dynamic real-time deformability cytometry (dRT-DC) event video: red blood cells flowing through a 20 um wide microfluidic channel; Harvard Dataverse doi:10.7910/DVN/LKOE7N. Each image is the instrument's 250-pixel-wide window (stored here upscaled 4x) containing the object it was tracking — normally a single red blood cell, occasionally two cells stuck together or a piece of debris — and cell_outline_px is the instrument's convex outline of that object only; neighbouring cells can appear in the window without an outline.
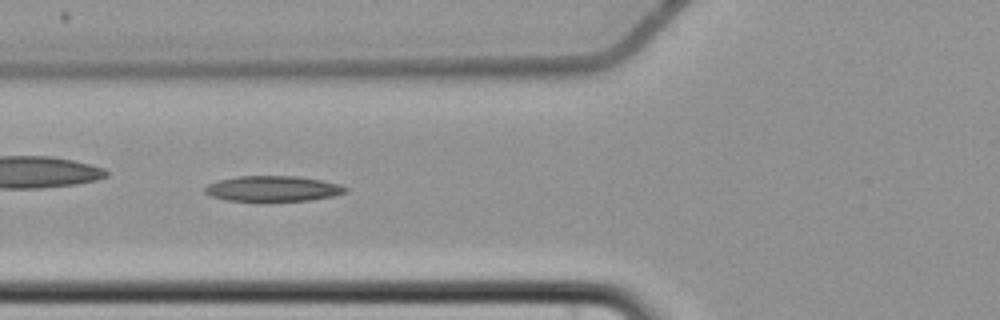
{"species": "common noctule bat (a hibernating species)", "species_latin": "Nyctalus noctula", "temperature_condition": "cold", "stored_images_in_passage": 9, "camera_frame_rate_fps": 3000, "um_per_image_px": 0.085, "animal": {"sex": "female", "body_mass_g": 22.7, "forearm_length_mm": 54.2}, "frame": {"image": 1, "passage_image": 6, "time_ms": 7.333, "image_size_px": [1000, 320], "cell_outline_px": [[348, 192], [332, 196], [308, 200], [228, 200], [212, 196], [204, 192], [204, 188], [208, 184], [216, 180], [240, 176], [296, 176], [320, 180], [340, 184], [348, 188]], "centroid_in_image_um": [23.2, 16.02], "position_along_channel_um": 102.6, "area_um2": 20.58}}
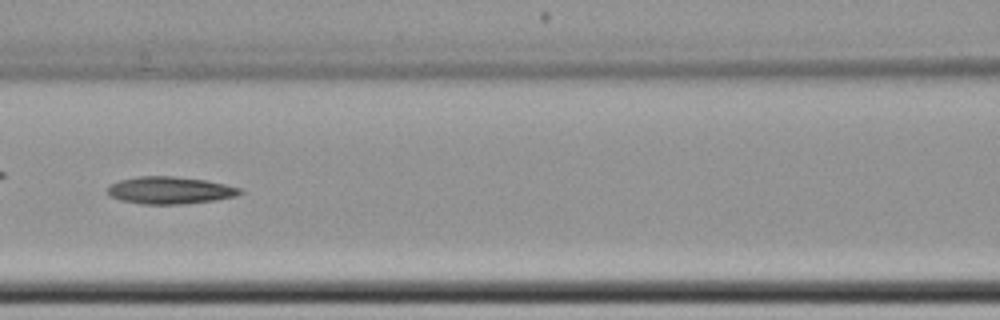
{"frame": {"image": 2, "passage_image": 7, "time_ms": 8.667, "image_size_px": [1000, 320], "cell_outline_px": [[244, 192], [236, 196], [216, 200], [184, 204], [140, 204], [120, 200], [108, 196], [108, 188], [112, 184], [120, 180], [140, 176], [172, 176], [204, 180], [224, 184], [240, 188]], "centroid_in_image_um": [14.44, 16.19], "position_along_channel_um": 152.2, "area_um2": 20.98}}
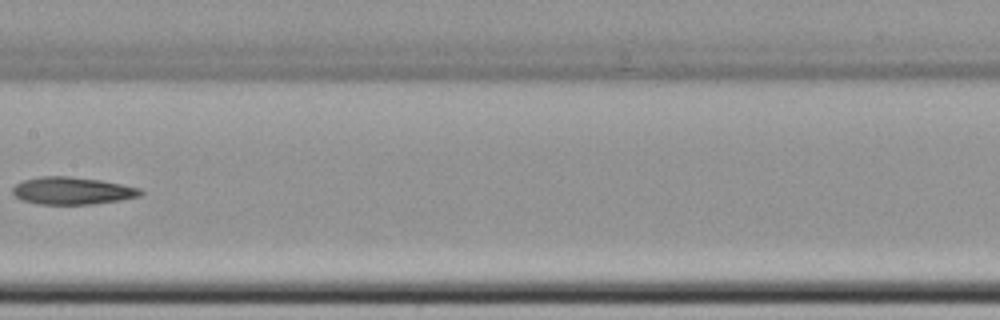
{"frame": {"image": 3, "passage_image": 8, "time_ms": 10.0, "image_size_px": [1000, 320], "cell_outline_px": [[144, 192], [140, 196], [120, 200], [92, 204], [36, 204], [20, 200], [12, 192], [12, 188], [16, 184], [24, 180], [40, 176], [68, 176], [100, 180], [140, 188]], "centroid_in_image_um": [6.12, 16.22], "position_along_channel_um": 201.3, "area_um2": 20.4}}